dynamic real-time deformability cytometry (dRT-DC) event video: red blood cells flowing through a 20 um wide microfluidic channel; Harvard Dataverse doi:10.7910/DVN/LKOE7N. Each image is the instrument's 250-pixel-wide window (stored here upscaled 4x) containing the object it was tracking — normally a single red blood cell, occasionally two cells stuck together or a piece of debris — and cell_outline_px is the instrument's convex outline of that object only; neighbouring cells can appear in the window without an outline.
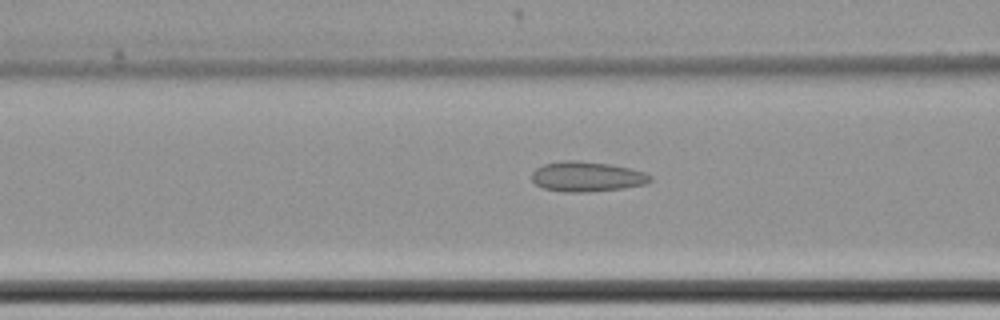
{"species": "common noctule bat (a hibernating species)", "species_latin": "Nyctalus noctula", "temperature_condition": "cold", "stored_images_in_passage": 52, "camera_frame_rate_fps": 3000, "um_per_image_px": 0.085, "animal": {"sex": "female", "body_mass_g": 22.7, "forearm_length_mm": 54.2}, "frame": {"image": 1, "passage_image": 17, "time_ms": 5.333, "image_size_px": [1000, 320], "cell_outline_px": [[652, 180], [648, 184], [624, 188], [588, 192], [564, 192], [544, 188], [536, 184], [532, 180], [532, 172], [536, 168], [544, 164], [564, 160], [580, 160], [612, 164], [644, 172], [652, 176]], "centroid_in_image_um": [49.91, 15.01], "position_along_channel_um": 116.7, "area_um2": 20.92}}
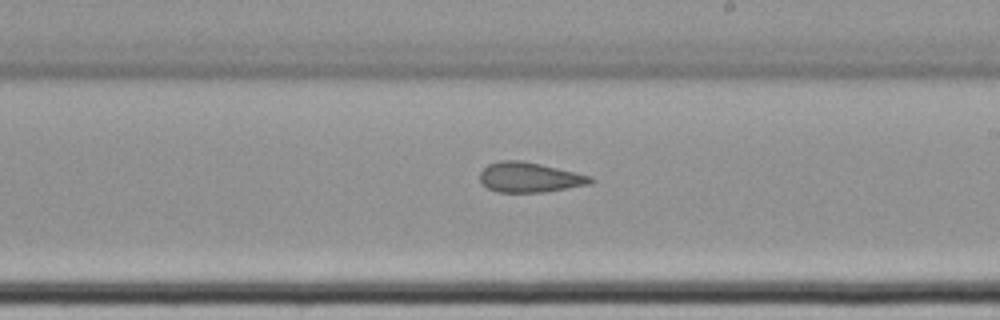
{"frame": {"image": 2, "passage_image": 28, "time_ms": 9.0, "image_size_px": [1000, 320], "cell_outline_px": [[596, 180], [592, 184], [544, 192], [496, 192], [480, 184], [480, 172], [488, 164], [500, 160], [520, 160], [540, 164], [592, 176]], "centroid_in_image_um": [45.01, 15.08], "position_along_channel_um": 244.0, "area_um2": 19.48}}
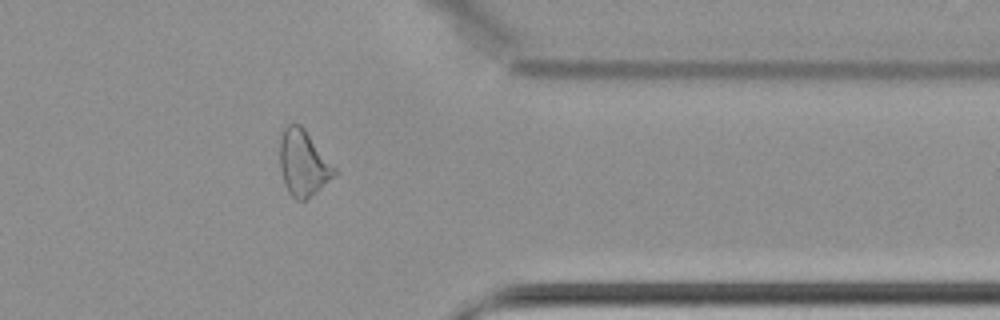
{"frame": {"image": 3, "passage_image": 41, "time_ms": 13.333, "image_size_px": [1000, 320], "cell_outline_px": [[336, 176], [316, 192], [304, 200], [296, 200], [288, 192], [284, 184], [280, 168], [280, 132], [288, 124], [300, 124], [304, 128], [336, 168]], "centroid_in_image_um": [25.77, 13.86], "position_along_channel_um": 385.6, "area_um2": 20.98}, "authors_computed_cell_mechanics": {"area_um2": 20.7791, "velocity_mm_per_s": 3.4723, "shape_relaxation_time_tau1_ms": null, "shape_relaxation_time_tau2_ms": 3.3215, "deformation_change_tau1": null, "deformation_change_tau2": 0.1088}}